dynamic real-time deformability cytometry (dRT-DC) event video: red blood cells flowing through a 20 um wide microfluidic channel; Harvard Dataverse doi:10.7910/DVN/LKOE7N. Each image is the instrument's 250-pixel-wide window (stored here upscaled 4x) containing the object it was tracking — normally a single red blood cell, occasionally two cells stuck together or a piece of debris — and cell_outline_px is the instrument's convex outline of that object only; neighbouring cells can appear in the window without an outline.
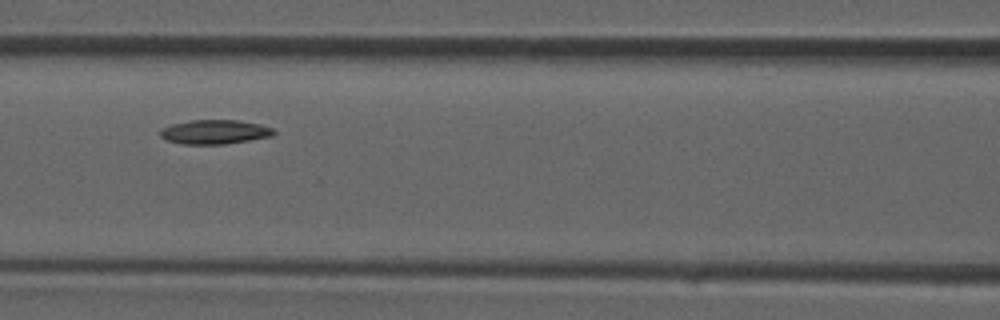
{"species": "common noctule bat (a hibernating species)", "species_latin": "Nyctalus noctula", "temperature_condition": "room temperature", "stored_images_in_passage": 30, "camera_frame_rate_fps": 3000, "um_per_image_px": 0.085, "animal": {"sex": "male", "forearm_length_mm": 52.5}, "frame": {"image": 1, "passage_image": 13, "time_ms": 4.0, "image_size_px": [1000, 320], "cell_outline_px": [[276, 132], [272, 136], [224, 144], [180, 144], [164, 140], [160, 136], [160, 128], [172, 124], [192, 120], [236, 120], [260, 124], [272, 128]], "centroid_in_image_um": [18.2, 11.22], "position_along_channel_um": 148.4, "area_um2": 16.07}}